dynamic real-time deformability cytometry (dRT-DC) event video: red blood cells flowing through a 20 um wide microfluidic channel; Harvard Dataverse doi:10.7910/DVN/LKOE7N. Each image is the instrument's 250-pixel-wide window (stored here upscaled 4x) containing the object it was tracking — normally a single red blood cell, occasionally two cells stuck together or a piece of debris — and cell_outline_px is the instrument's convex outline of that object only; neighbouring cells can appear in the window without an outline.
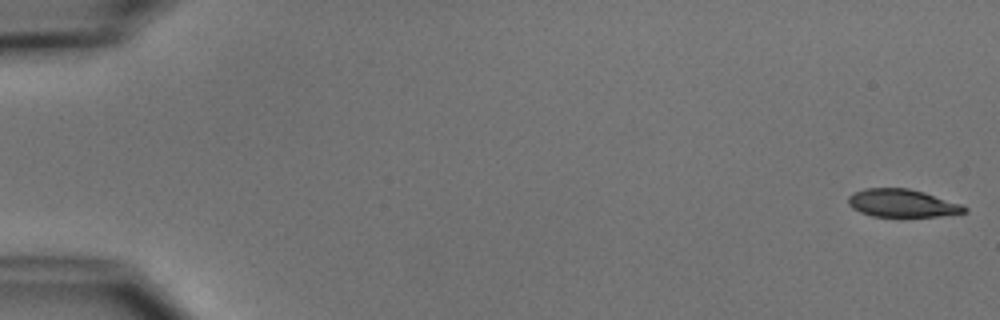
{"species": "common noctule bat (a hibernating species)", "species_latin": "Nyctalus noctula", "temperature_condition": "cold", "stored_images_in_passage": 17, "camera_frame_rate_fps": 3000, "um_per_image_px": 0.085, "animal": {"sex": "male", "body_mass_g": 15.6}, "frame": {"image": 1, "passage_image": 1, "time_ms": 0.0, "image_size_px": [1000, 320], "cell_outline_px": [[968, 212], [940, 216], [872, 216], [860, 212], [852, 208], [848, 204], [848, 196], [852, 192], [864, 188], [908, 188], [924, 192], [960, 204], [968, 208]], "centroid_in_image_um": [76.65, 17.26], "position_along_channel_um": 8.3, "area_um2": 18.84}}